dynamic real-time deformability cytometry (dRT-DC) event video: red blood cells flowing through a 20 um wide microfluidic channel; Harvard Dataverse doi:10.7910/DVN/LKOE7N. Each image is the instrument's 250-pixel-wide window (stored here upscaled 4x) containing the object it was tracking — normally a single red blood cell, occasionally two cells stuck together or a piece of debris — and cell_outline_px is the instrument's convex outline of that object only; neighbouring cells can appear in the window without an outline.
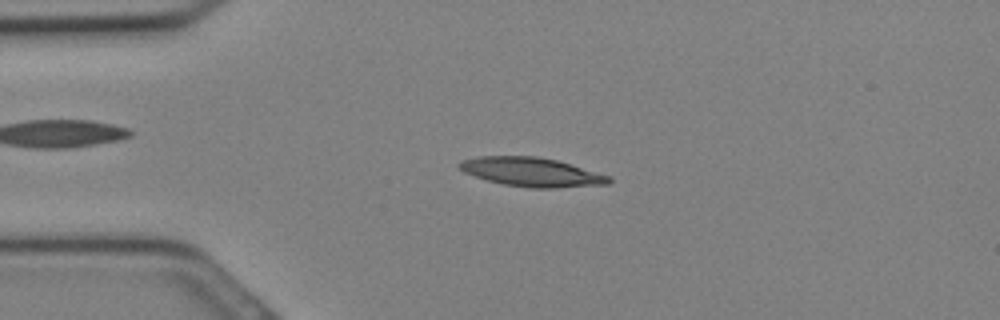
{"species": "Egyptian fruit bat (a non-hibernating species)", "species_latin": "Rousettus aegyptiacus", "temperature_condition": "cold", "stored_images_in_passage": 10, "camera_frame_rate_fps": 3000, "um_per_image_px": 0.085, "animal": {"sex": "female"}, "frame": {"image": 1, "passage_image": 6, "time_ms": 1.667, "image_size_px": [1000, 320], "cell_outline_px": [[612, 180], [608, 184], [556, 188], [532, 188], [504, 184], [488, 180], [464, 172], [456, 164], [460, 160], [480, 156], [536, 156], [556, 160], [612, 176]], "centroid_in_image_um": [45.2, 14.62], "position_along_channel_um": 39.8, "area_um2": 25.2}}
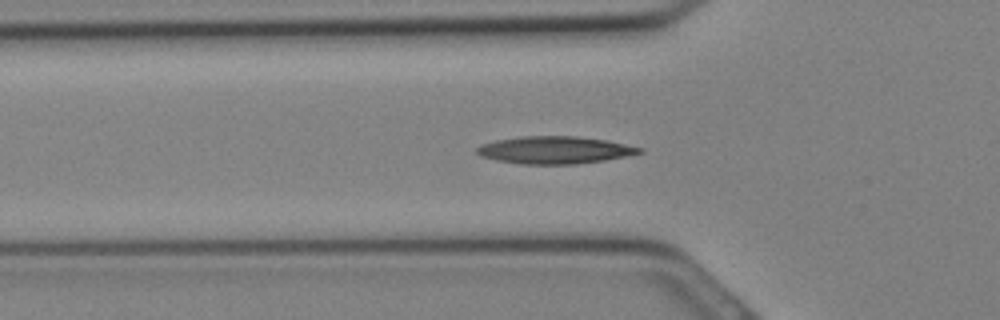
{"frame": {"image": 2, "passage_image": 9, "time_ms": 2.667, "image_size_px": [1000, 320], "cell_outline_px": [[644, 152], [604, 160], [576, 164], [520, 164], [496, 160], [480, 156], [476, 152], [476, 148], [484, 144], [496, 140], [520, 136], [576, 136], [608, 140], [644, 148]], "centroid_in_image_um": [47.16, 12.75], "position_along_channel_um": 78.6, "area_um2": 25.95}}